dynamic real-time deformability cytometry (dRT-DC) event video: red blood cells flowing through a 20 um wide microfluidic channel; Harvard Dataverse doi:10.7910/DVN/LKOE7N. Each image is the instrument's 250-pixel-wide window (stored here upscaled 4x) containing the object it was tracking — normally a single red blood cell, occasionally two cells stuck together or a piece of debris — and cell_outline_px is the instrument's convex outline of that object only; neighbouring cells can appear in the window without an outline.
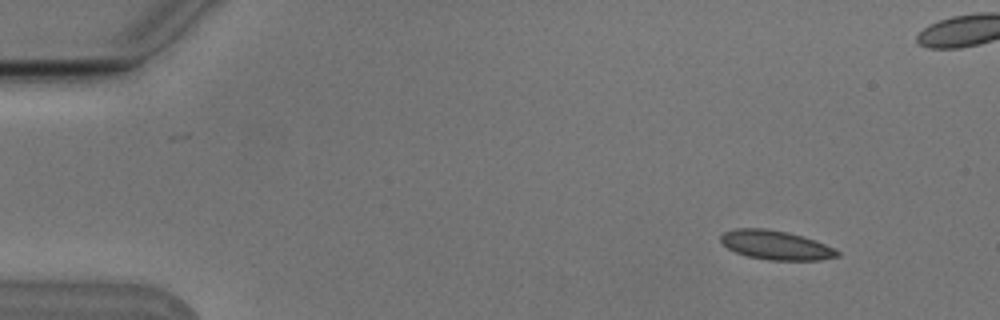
{"species": "Egyptian fruit bat (a non-hibernating species)", "species_latin": "Rousettus aegyptiacus", "temperature_condition": "cold", "stored_images_in_passage": 6, "camera_frame_rate_fps": 3000, "um_per_image_px": 0.085, "animal": {"sex": "male"}, "frame": {"image": 1, "passage_image": 1, "time_ms": 0.0, "image_size_px": [1000, 320], "cell_outline_px": [[840, 256], [820, 260], [768, 260], [748, 256], [736, 252], [728, 248], [720, 240], [720, 236], [724, 232], [736, 228], [764, 228], [788, 232], [836, 248], [840, 252]], "centroid_in_image_um": [65.95, 20.84], "position_along_channel_um": 19.1, "area_um2": 19.65}}